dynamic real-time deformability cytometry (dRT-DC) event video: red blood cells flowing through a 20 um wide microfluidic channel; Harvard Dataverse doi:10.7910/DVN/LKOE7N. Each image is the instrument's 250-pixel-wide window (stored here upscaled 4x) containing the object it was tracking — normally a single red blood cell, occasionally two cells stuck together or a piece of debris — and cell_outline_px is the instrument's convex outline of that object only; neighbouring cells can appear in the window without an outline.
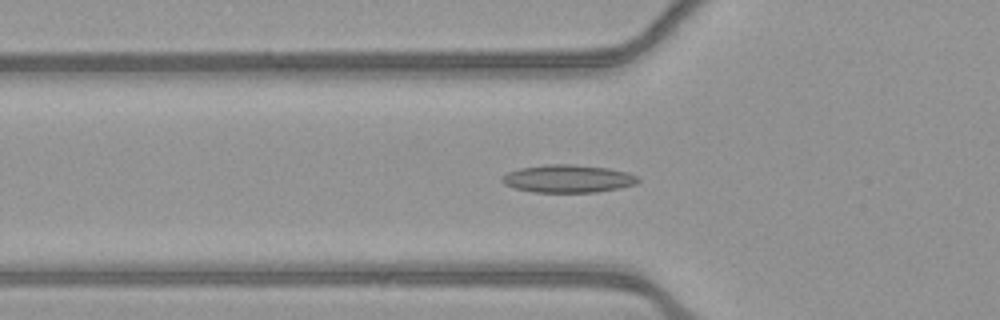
{"species": "common noctule bat (a hibernating species)", "species_latin": "Nyctalus noctula", "temperature_condition": "warm", "stored_images_in_passage": 55, "camera_frame_rate_fps": 3000, "um_per_image_px": 0.085, "animal": {"sex": "female", "body_mass_g": 21.9}, "frame": {"image": 1, "passage_image": 19, "time_ms": 6.0, "image_size_px": [1000, 320], "cell_outline_px": [[640, 180], [636, 184], [620, 188], [596, 192], [532, 192], [516, 188], [504, 184], [500, 180], [508, 172], [520, 168], [548, 164], [572, 164], [608, 168], [628, 172], [636, 176]], "centroid_in_image_um": [48.29, 15.19], "position_along_channel_um": 77.5, "area_um2": 21.96}}
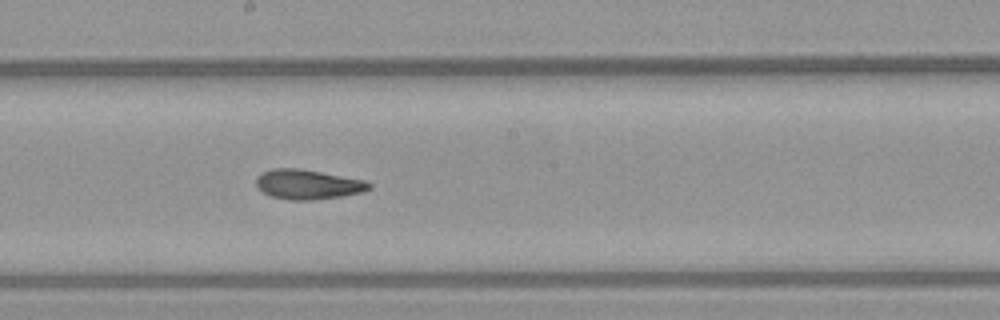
{"frame": {"image": 2, "passage_image": 30, "time_ms": 9.667, "image_size_px": [1000, 320], "cell_outline_px": [[372, 188], [364, 192], [340, 196], [312, 200], [288, 200], [272, 196], [264, 192], [256, 184], [256, 176], [272, 168], [300, 168], [364, 180], [372, 184]], "centroid_in_image_um": [26.19, 15.67], "position_along_channel_um": 222.0, "area_um2": 19.48}}
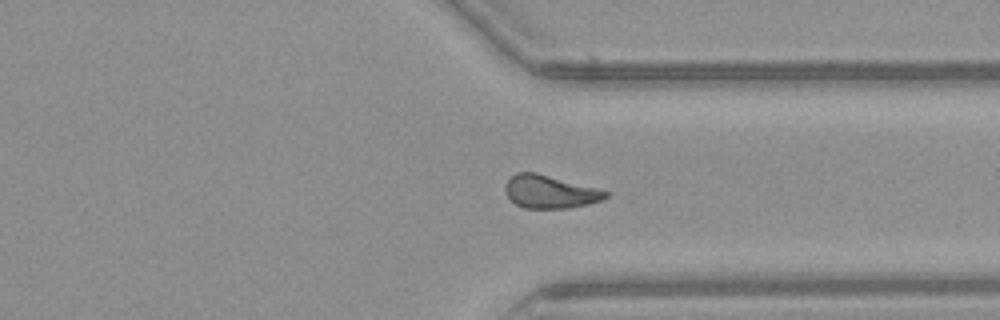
{"frame": {"image": 3, "passage_image": 41, "time_ms": 13.333, "image_size_px": [1000, 320], "cell_outline_px": [[608, 196], [604, 200], [568, 208], [524, 208], [516, 204], [504, 192], [504, 184], [516, 172], [536, 172], [600, 188], [608, 192]], "centroid_in_image_um": [46.76, 16.29], "position_along_channel_um": 364.6, "area_um2": 19.48}, "authors_computed_cell_mechanics": {"area_um2": 19.4786, "velocity_mm_per_s": 3.8967, "shape_relaxation_time_tau1_ms": null, "shape_relaxation_time_tau2_ms": 1.6903, "deformation_change_tau1": null, "deformation_change_tau2": 0.0911}}